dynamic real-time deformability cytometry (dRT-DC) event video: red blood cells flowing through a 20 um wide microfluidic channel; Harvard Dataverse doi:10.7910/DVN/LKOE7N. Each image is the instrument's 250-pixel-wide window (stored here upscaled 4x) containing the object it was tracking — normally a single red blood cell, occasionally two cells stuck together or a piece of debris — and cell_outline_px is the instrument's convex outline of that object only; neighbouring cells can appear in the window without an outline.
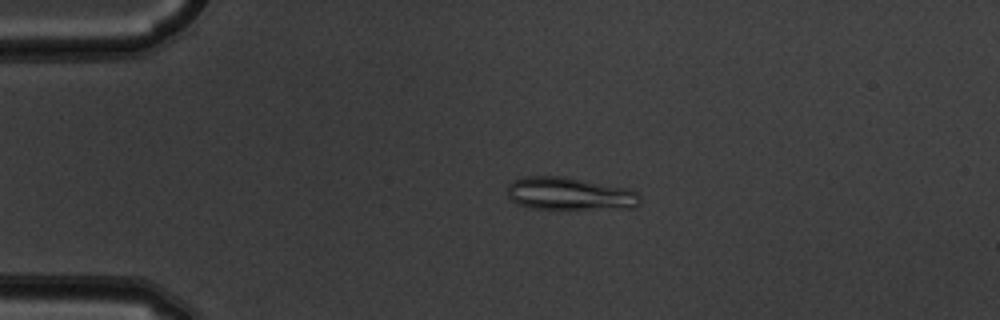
{"species": "common noctule bat (a hibernating species)", "species_latin": "Nyctalus noctula", "temperature_condition": "warm", "stored_images_in_passage": 44, "camera_frame_rate_fps": 3000, "um_per_image_px": 0.085, "animal": {"sex": "male", "body_mass_g": 19.5, "forearm_length_mm": 54.6}, "frame": {"image": 1, "passage_image": 3, "time_ms": 0.667, "image_size_px": [1000, 320], "cell_outline_px": [[640, 204], [636, 208], [532, 208], [516, 204], [508, 196], [508, 184], [512, 180], [524, 176], [564, 176], [628, 188], [636, 192], [640, 196]], "centroid_in_image_um": [48.41, 16.45], "position_along_channel_um": 36.6, "area_um2": 25.32}}
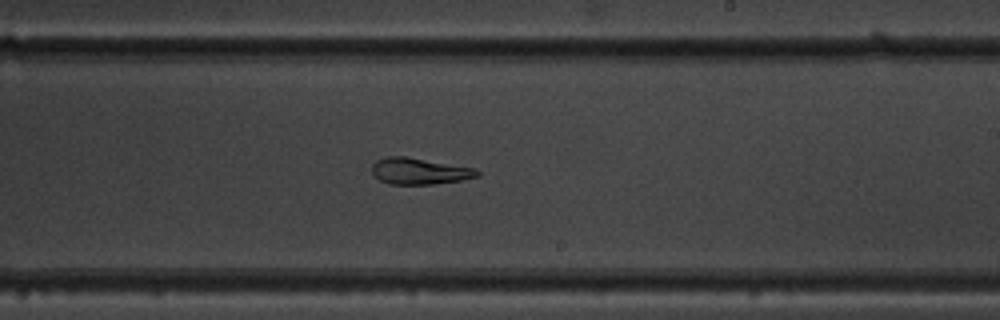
{"frame": {"image": 2, "passage_image": 23, "time_ms": 7.333, "image_size_px": [1000, 320], "cell_outline_px": [[480, 176], [460, 180], [432, 184], [388, 184], [380, 180], [372, 172], [372, 164], [376, 160], [388, 156], [404, 156], [472, 168], [480, 172]], "centroid_in_image_um": [35.61, 14.55], "position_along_channel_um": 253.4, "area_um2": 15.9}}
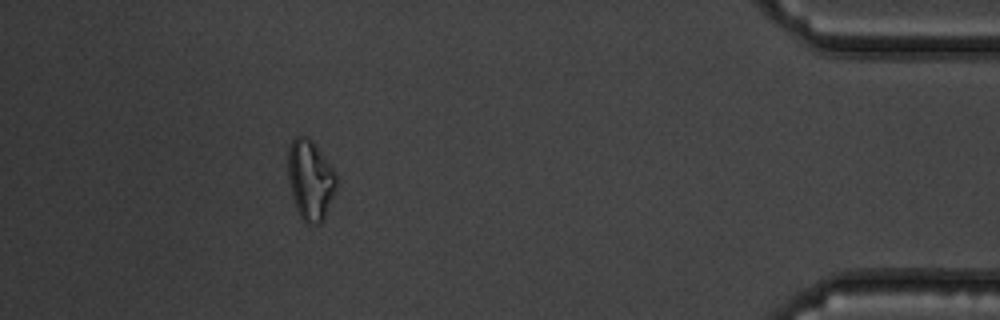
{"frame": {"image": 3, "passage_image": 39, "time_ms": 12.667, "image_size_px": [1000, 320], "cell_outline_px": [[336, 192], [324, 220], [320, 224], [304, 224], [296, 208], [292, 196], [288, 180], [288, 148], [292, 140], [296, 136], [304, 136], [312, 140], [336, 172]], "centroid_in_image_um": [26.38, 15.33], "position_along_channel_um": 408.8, "area_um2": 22.89}}